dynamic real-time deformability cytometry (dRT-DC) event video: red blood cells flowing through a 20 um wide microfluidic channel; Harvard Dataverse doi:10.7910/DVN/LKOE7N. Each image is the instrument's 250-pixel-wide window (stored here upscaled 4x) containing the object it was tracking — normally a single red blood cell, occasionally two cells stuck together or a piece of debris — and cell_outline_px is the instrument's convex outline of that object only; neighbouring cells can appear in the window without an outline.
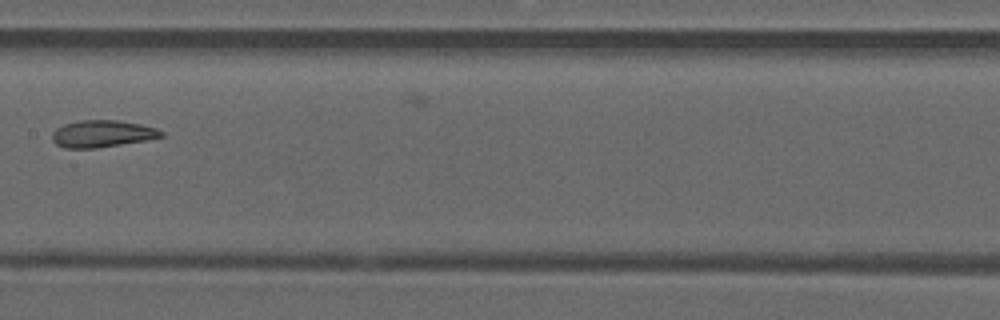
{"species": "common noctule bat (a hibernating species)", "species_latin": "Nyctalus noctula", "temperature_condition": "warm", "stored_images_in_passage": 8, "camera_frame_rate_fps": 3000, "um_per_image_px": 0.085, "animal": {"sex": "male", "forearm_length_mm": 52.5}, "frame": {"image": 1, "passage_image": 7, "time_ms": 2.0, "image_size_px": [1000, 320], "cell_outline_px": [[164, 136], [148, 140], [96, 148], [64, 148], [56, 144], [52, 140], [52, 132], [56, 128], [64, 124], [80, 120], [120, 120], [140, 124], [156, 128], [164, 132]], "centroid_in_image_um": [8.69, 11.37], "position_along_channel_um": 198.7, "area_um2": 17.28}}
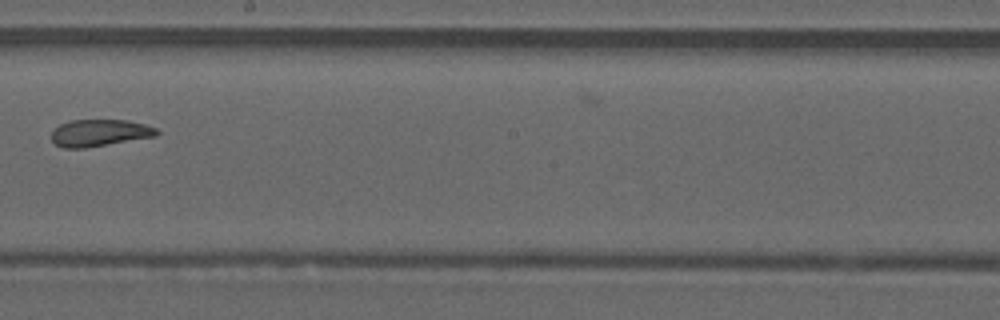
{"frame": {"image": 2, "passage_image": 8, "time_ms": 2.333, "image_size_px": [1000, 320], "cell_outline_px": [[160, 132], [156, 136], [84, 148], [64, 148], [56, 144], [52, 140], [52, 132], [60, 124], [72, 120], [124, 120], [144, 124], [156, 128]], "centroid_in_image_um": [8.47, 11.29], "position_along_channel_um": 239.7, "area_um2": 16.3}}